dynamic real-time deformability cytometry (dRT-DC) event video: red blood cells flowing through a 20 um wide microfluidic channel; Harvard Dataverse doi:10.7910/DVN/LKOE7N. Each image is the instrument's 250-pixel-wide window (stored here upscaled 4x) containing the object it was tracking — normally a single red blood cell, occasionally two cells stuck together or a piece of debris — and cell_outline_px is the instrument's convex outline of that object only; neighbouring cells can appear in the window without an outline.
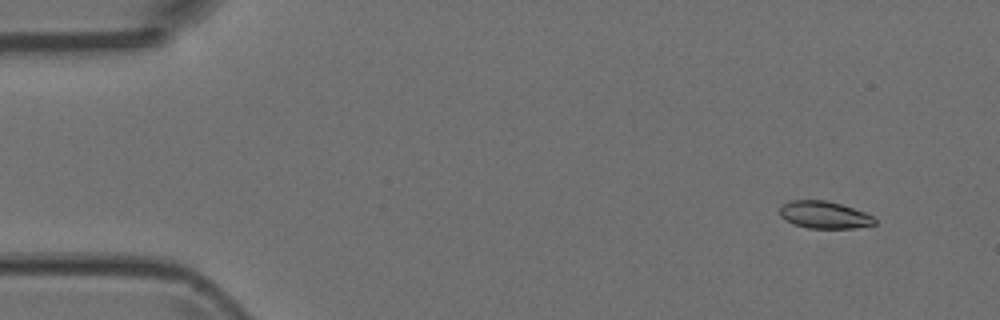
{"species": "Egyptian fruit bat (a non-hibernating species)", "species_latin": "Rousettus aegyptiacus", "temperature_condition": "room temperature", "stored_images_in_passage": 5, "camera_frame_rate_fps": 3000, "um_per_image_px": 0.085, "animal": {"sex": "female"}, "frame": {"image": 1, "passage_image": 2, "time_ms": 0.333, "image_size_px": [1000, 320], "cell_outline_px": [[876, 224], [852, 228], [808, 228], [784, 220], [780, 216], [780, 208], [784, 204], [792, 200], [828, 200], [864, 212], [872, 216], [876, 220]], "centroid_in_image_um": [70.06, 18.26], "position_along_channel_um": 14.9, "area_um2": 14.91}}
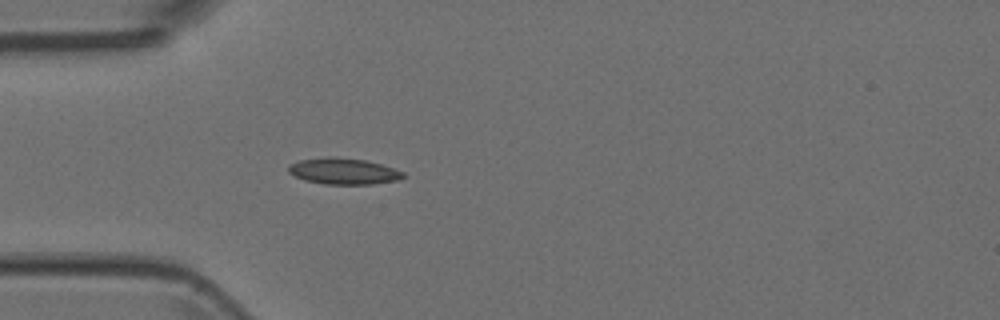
{"frame": {"image": 2, "passage_image": 5, "time_ms": 1.333, "image_size_px": [1000, 320], "cell_outline_px": [[404, 176], [396, 180], [372, 184], [324, 184], [304, 180], [288, 172], [288, 164], [300, 160], [336, 156], [364, 160], [380, 164], [404, 172]], "centroid_in_image_um": [29.16, 14.55], "position_along_channel_um": 55.8, "area_um2": 17.34}}